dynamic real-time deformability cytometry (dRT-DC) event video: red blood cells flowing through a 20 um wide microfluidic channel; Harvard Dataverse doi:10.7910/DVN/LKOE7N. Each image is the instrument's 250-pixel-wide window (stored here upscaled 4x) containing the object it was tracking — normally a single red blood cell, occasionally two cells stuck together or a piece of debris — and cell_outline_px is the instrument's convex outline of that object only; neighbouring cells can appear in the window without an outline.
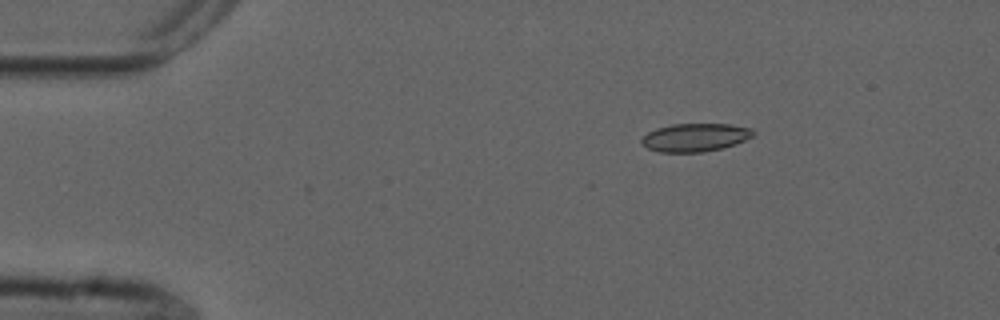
{"species": "common noctule bat (a hibernating species)", "species_latin": "Nyctalus noctula", "temperature_condition": "cold", "stored_images_in_passage": 9, "camera_frame_rate_fps": 3000, "um_per_image_px": 0.085, "animal": {"sex": "male", "forearm_length_mm": 52.5}, "frame": {"image": 1, "passage_image": 1, "time_ms": 0.0, "image_size_px": [1000, 320], "cell_outline_px": [[756, 132], [752, 136], [736, 144], [704, 152], [660, 152], [648, 148], [640, 140], [648, 132], [656, 128], [672, 124], [728, 124], [752, 128]], "centroid_in_image_um": [59.1, 11.67], "position_along_channel_um": 25.9, "area_um2": 18.21}}